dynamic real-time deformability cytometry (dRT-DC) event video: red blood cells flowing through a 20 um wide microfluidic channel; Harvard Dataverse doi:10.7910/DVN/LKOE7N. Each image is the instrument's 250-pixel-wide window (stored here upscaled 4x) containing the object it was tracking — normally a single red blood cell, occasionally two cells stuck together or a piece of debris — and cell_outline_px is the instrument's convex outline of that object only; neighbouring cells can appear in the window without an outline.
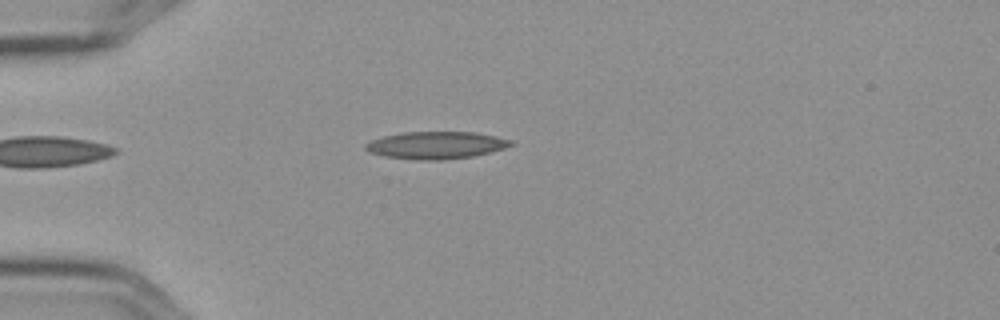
{"species": "Egyptian fruit bat (a non-hibernating species)", "species_latin": "Rousettus aegyptiacus", "temperature_condition": "cold", "stored_images_in_passage": 2, "camera_frame_rate_fps": 3000, "um_per_image_px": 0.085, "frame": {"image": 1, "passage_image": 2, "time_ms": 0.333, "image_size_px": [1000, 320], "cell_outline_px": [[516, 144], [492, 152], [472, 156], [444, 160], [416, 160], [384, 156], [372, 152], [364, 148], [364, 144], [372, 140], [384, 136], [404, 132], [476, 132], [496, 136], [512, 140]], "centroid_in_image_um": [37.11, 12.34], "position_along_channel_um": 47.9, "area_um2": 23.18}}